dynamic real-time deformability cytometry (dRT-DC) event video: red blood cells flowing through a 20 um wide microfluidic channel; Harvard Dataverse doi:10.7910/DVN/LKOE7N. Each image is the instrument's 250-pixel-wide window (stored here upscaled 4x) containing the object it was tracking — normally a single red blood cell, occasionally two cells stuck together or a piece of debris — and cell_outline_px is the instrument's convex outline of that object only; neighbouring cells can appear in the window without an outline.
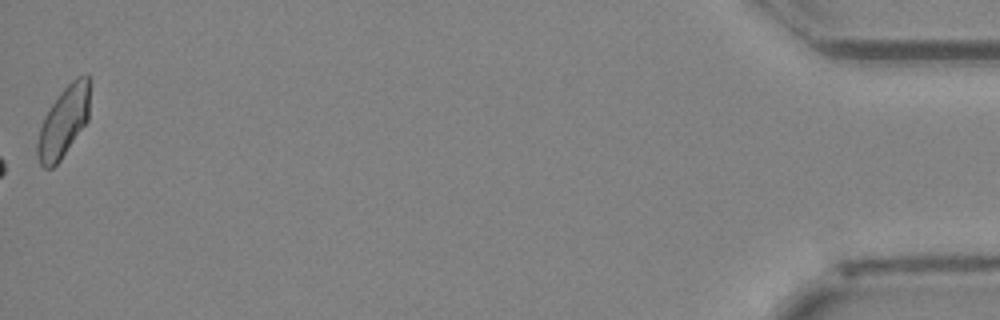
{"species": "Egyptian fruit bat (a non-hibernating species)", "species_latin": "Rousettus aegyptiacus", "temperature_condition": "cold", "stored_images_in_passage": 46, "camera_frame_rate_fps": 3000, "um_per_image_px": 0.085, "animal": {"sex": "female"}, "frame": {"image": 1, "passage_image": 46, "time_ms": 15.0, "image_size_px": [1000, 320], "cell_outline_px": [[88, 120], [60, 160], [52, 168], [44, 168], [40, 164], [36, 152], [36, 144], [40, 128], [44, 116], [60, 92], [76, 76], [88, 72]], "centroid_in_image_um": [5.38, 10.35], "position_along_channel_um": 429.8, "area_um2": 21.27}}